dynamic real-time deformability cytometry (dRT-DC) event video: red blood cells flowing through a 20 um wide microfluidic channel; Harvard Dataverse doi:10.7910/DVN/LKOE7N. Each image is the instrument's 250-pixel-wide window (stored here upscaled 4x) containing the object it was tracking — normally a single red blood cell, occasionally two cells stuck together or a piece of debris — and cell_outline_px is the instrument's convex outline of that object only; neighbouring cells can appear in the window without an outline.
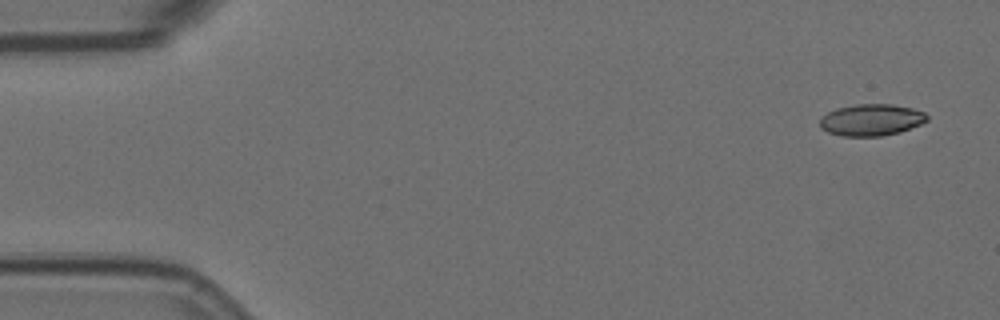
{"species": "Egyptian fruit bat (a non-hibernating species)", "species_latin": "Rousettus aegyptiacus", "temperature_condition": "room temperature", "stored_images_in_passage": 55, "camera_frame_rate_fps": 3000, "um_per_image_px": 0.085, "animal": {"sex": "female"}, "frame": {"image": 1, "passage_image": 1, "time_ms": 0.0, "image_size_px": [1000, 320], "cell_outline_px": [[928, 120], [920, 124], [900, 132], [880, 136], [844, 136], [828, 132], [820, 128], [820, 116], [836, 108], [856, 104], [892, 104], [912, 108], [924, 112], [928, 116]], "centroid_in_image_um": [74.04, 10.18], "position_along_channel_um": 11.0, "area_um2": 19.83}}
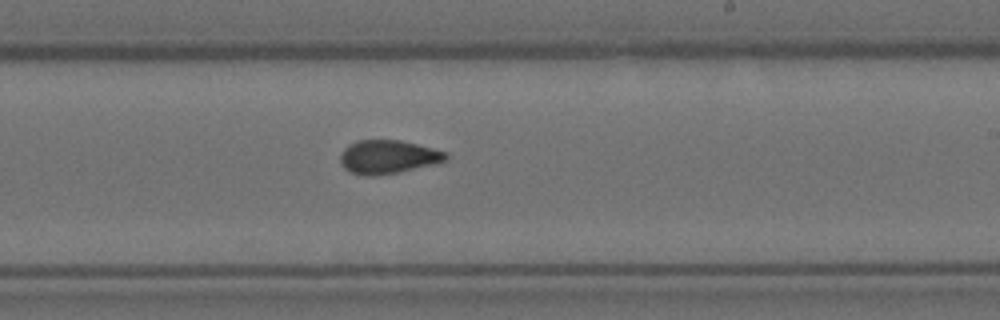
{"frame": {"image": 2, "passage_image": 32, "time_ms": 10.333, "image_size_px": [1000, 320], "cell_outline_px": [[448, 160], [436, 164], [396, 172], [368, 176], [352, 172], [344, 168], [340, 160], [340, 156], [344, 148], [348, 144], [360, 140], [400, 140], [448, 152]], "centroid_in_image_um": [33.0, 13.32], "position_along_channel_um": 256.0, "area_um2": 20.46}}
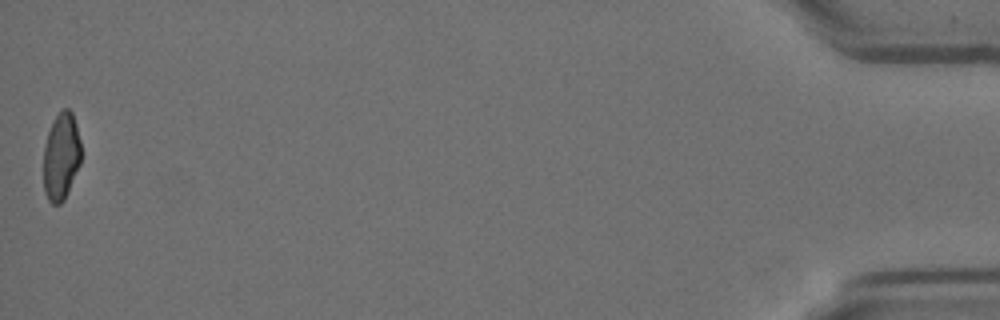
{"frame": {"image": 3, "passage_image": 55, "time_ms": 18.0, "image_size_px": [1000, 320], "cell_outline_px": [[80, 164], [68, 192], [64, 200], [60, 204], [52, 204], [48, 200], [44, 192], [44, 148], [48, 132], [52, 120], [64, 108], [68, 108], [72, 112], [76, 124], [80, 140]], "centroid_in_image_um": [5.19, 13.31], "position_along_channel_um": 430.0, "area_um2": 19.13}, "authors_computed_cell_mechanics": {"area_um2": 20.3456, "velocity_mm_per_s": 3.5626, "shape_relaxation_time_tau1_ms": 11.1782, "shape_relaxation_time_tau2_ms": 1.7747, "deformation_change_tau1": 0.2374, "deformation_change_tau2": 0.0743}}